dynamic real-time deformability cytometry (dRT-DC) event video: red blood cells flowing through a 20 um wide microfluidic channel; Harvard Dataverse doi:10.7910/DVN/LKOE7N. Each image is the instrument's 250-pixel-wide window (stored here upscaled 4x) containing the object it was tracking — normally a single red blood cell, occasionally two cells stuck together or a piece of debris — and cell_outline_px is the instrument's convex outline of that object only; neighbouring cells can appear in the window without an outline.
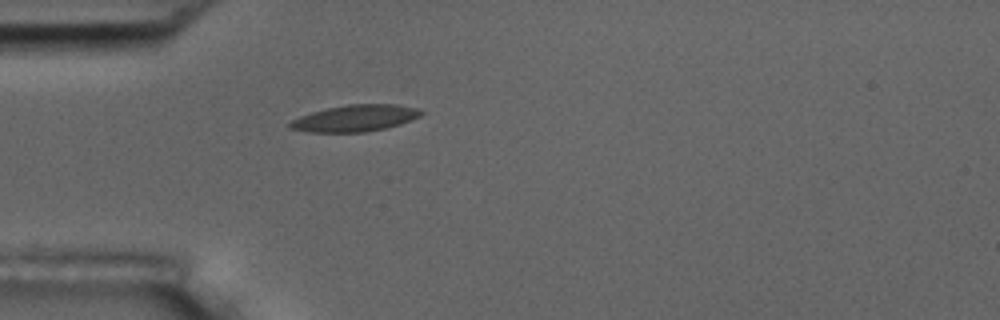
{"species": "common noctule bat (a hibernating species)", "species_latin": "Nyctalus noctula", "temperature_condition": "room temperature", "stored_images_in_passage": 39, "camera_frame_rate_fps": 3000, "um_per_image_px": 0.085, "animal": {"sex": "male", "body_mass_g": 17.5, "forearm_length_mm": 52.3}, "frame": {"image": 1, "passage_image": 1, "time_ms": 0.0, "image_size_px": [1000, 320], "cell_outline_px": [[424, 112], [420, 116], [400, 124], [384, 128], [364, 132], [308, 132], [288, 128], [288, 124], [292, 120], [300, 116], [312, 112], [328, 108], [348, 104], [396, 104], [416, 108]], "centroid_in_image_um": [30.16, 10.05], "position_along_channel_um": 54.8, "area_um2": 20.17}}
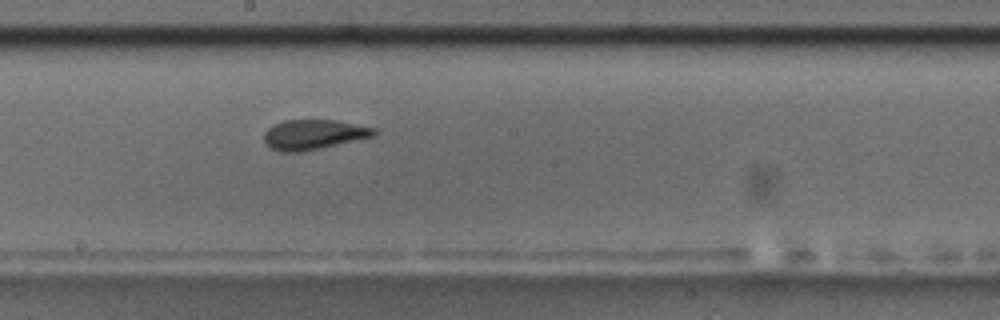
{"frame": {"image": 2, "passage_image": 15, "time_ms": 4.667, "image_size_px": [1000, 320], "cell_outline_px": [[376, 136], [320, 148], [300, 152], [280, 152], [272, 148], [264, 140], [264, 132], [272, 124], [284, 120], [336, 120], [376, 128]], "centroid_in_image_um": [26.66, 11.43], "position_along_channel_um": 221.5, "area_um2": 19.19}}
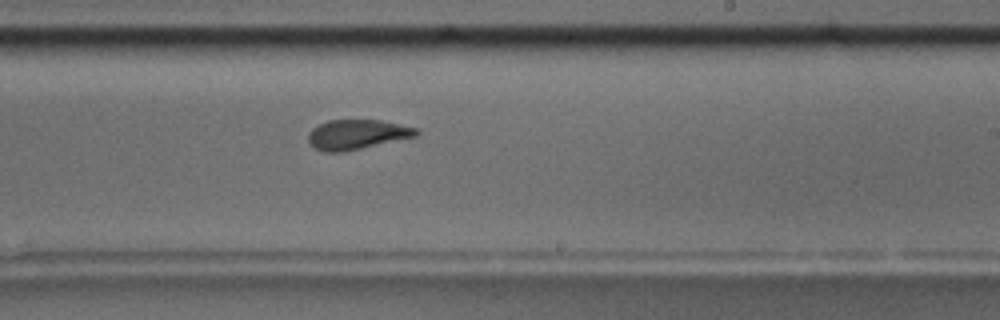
{"frame": {"image": 3, "passage_image": 18, "time_ms": 5.667, "image_size_px": [1000, 320], "cell_outline_px": [[420, 132], [416, 136], [360, 148], [340, 152], [328, 152], [316, 148], [308, 140], [308, 132], [312, 128], [328, 120], [380, 120], [420, 128]], "centroid_in_image_um": [30.37, 11.41], "position_along_channel_um": 258.6, "area_um2": 18.5}, "authors_computed_cell_mechanics": {"area_um2": 19.3052, "velocity_mm_per_s": 3.7143, "shape_relaxation_time_tau1_ms": 9.4767, "shape_relaxation_time_tau2_ms": 1.4611, "deformation_change_tau1": 0.217, "deformation_change_tau2": 0.0971}}